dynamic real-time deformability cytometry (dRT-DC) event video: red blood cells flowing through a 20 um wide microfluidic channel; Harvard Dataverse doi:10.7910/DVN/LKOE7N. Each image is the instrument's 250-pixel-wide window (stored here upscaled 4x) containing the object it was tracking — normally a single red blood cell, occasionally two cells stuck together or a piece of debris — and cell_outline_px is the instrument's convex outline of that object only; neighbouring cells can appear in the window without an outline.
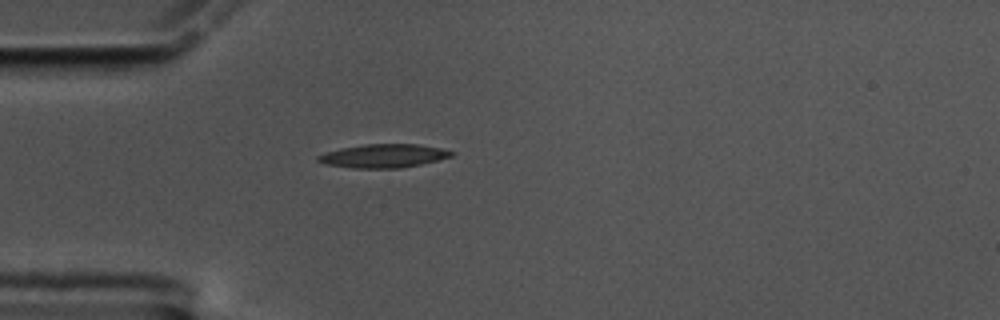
{"species": "common noctule bat (a hibernating species)", "species_latin": "Nyctalus noctula", "temperature_condition": "cold", "stored_images_in_passage": 42, "camera_frame_rate_fps": 3000, "um_per_image_px": 0.085, "animal": {"sex": "male", "body_mass_g": 17.5, "forearm_length_mm": 52.3}, "frame": {"image": 1, "passage_image": 1, "time_ms": 0.0, "image_size_px": [1000, 320], "cell_outline_px": [[456, 152], [452, 156], [420, 164], [400, 168], [352, 168], [324, 164], [316, 160], [316, 156], [324, 152], [340, 148], [364, 144], [416, 144], [440, 148]], "centroid_in_image_um": [32.54, 13.25], "position_along_channel_um": 52.5, "area_um2": 18.32}}
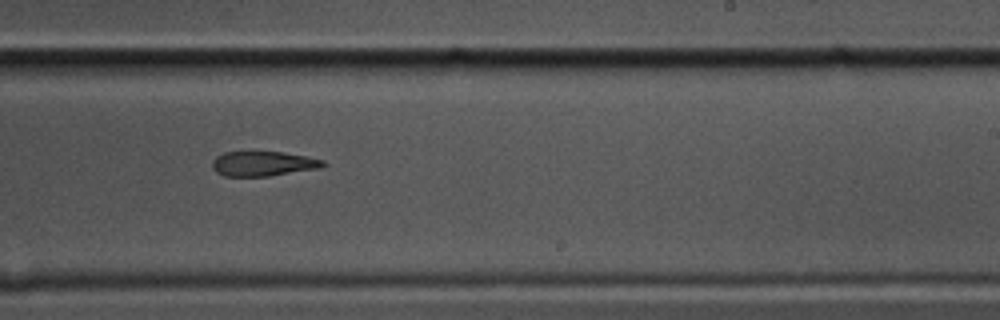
{"frame": {"image": 2, "passage_image": 20, "time_ms": 6.333, "image_size_px": [1000, 320], "cell_outline_px": [[328, 164], [324, 168], [268, 176], [224, 176], [216, 172], [212, 168], [212, 160], [216, 156], [224, 152], [252, 148], [284, 152], [324, 160]], "centroid_in_image_um": [22.35, 13.86], "position_along_channel_um": 266.6, "area_um2": 17.05}}
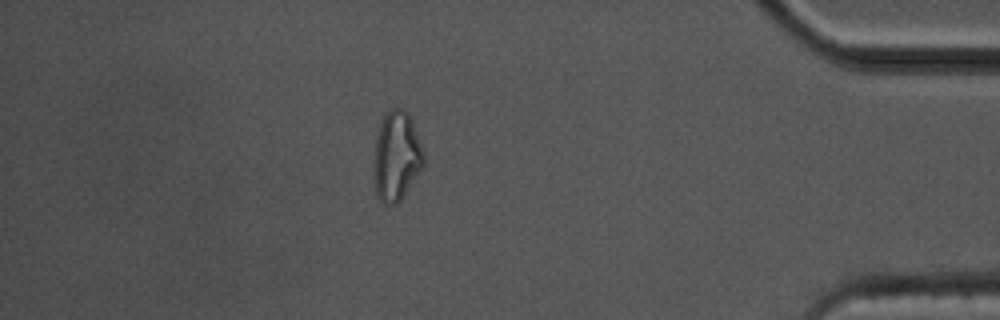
{"frame": {"image": 3, "passage_image": 35, "time_ms": 11.333, "image_size_px": [1000, 320], "cell_outline_px": [[424, 164], [404, 196], [396, 204], [384, 204], [376, 196], [372, 176], [372, 164], [376, 136], [380, 124], [384, 116], [392, 108], [404, 108], [408, 112], [412, 120], [424, 152]], "centroid_in_image_um": [33.67, 13.3], "position_along_channel_um": 401.5, "area_um2": 26.47}}